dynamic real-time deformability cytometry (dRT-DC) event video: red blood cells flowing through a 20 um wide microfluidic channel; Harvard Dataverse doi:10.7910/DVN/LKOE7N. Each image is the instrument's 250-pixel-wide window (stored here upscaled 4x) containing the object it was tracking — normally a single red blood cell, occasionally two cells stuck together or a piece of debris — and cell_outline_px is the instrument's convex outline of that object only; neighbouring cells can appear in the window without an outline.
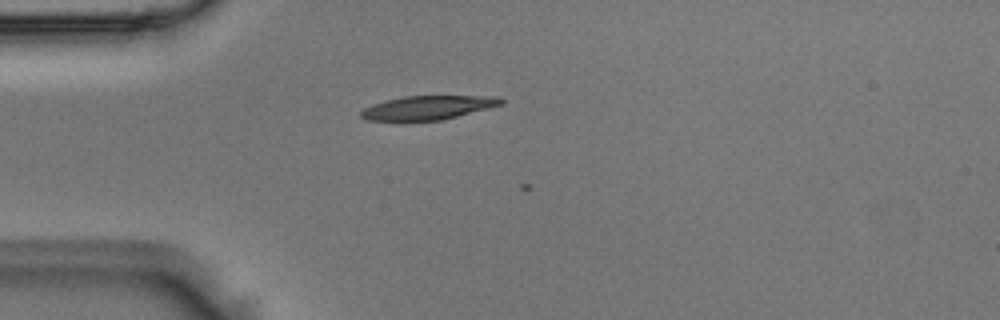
{"species": "Egyptian fruit bat (a non-hibernating species)", "species_latin": "Rousettus aegyptiacus", "temperature_condition": "room temperature", "stored_images_in_passage": 1, "camera_frame_rate_fps": 3000, "um_per_image_px": 0.085, "animal": {"sex": "male"}, "frame": {"image": 1, "passage_image": 1, "time_ms": 0.0, "image_size_px": [1000, 320], "cell_outline_px": [[504, 104], [440, 120], [368, 120], [360, 116], [360, 112], [364, 108], [372, 104], [404, 96], [492, 96], [504, 100]], "centroid_in_image_um": [36.36, 9.14], "position_along_channel_um": 48.6, "area_um2": 19.07}}